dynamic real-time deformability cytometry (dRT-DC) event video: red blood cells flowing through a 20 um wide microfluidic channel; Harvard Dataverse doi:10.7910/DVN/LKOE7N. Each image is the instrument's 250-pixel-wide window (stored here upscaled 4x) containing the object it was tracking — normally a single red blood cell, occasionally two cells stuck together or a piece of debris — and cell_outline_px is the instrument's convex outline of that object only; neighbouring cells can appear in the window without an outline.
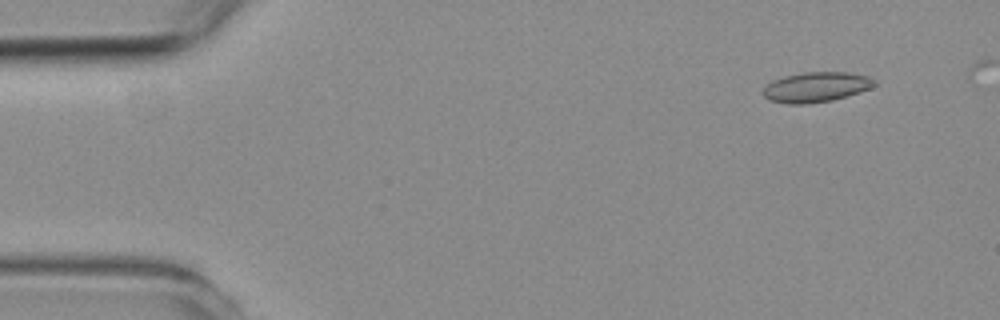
{"species": "common noctule bat (a hibernating species)", "species_latin": "Nyctalus noctula", "temperature_condition": "room temperature", "stored_images_in_passage": 12, "camera_frame_rate_fps": 3000, "um_per_image_px": 0.085, "animal": {"sex": "female", "body_mass_g": 19.3, "forearm_length_mm": 54.1}, "frame": {"image": 1, "passage_image": 5, "time_ms": 1.333, "image_size_px": [1000, 320], "cell_outline_px": [[876, 84], [872, 88], [832, 100], [808, 104], [788, 104], [768, 100], [764, 96], [764, 88], [772, 80], [784, 76], [804, 72], [848, 72], [868, 76], [876, 80]], "centroid_in_image_um": [69.38, 7.4], "position_along_channel_um": 15.6, "area_um2": 19.54}}